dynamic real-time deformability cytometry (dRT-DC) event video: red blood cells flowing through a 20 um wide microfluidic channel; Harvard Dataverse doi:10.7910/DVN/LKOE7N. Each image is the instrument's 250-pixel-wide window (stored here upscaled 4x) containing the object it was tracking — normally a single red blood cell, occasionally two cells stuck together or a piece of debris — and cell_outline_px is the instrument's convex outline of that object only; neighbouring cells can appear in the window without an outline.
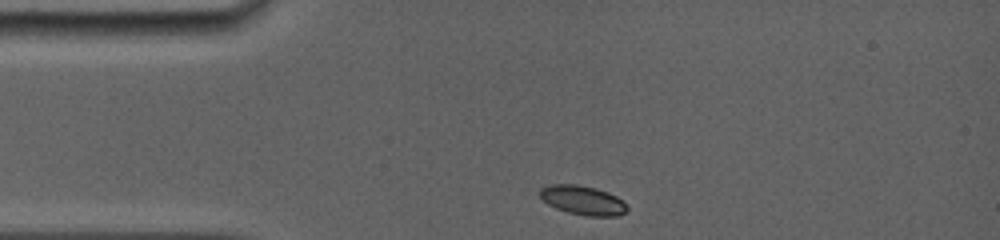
{"species": "common noctule bat (a hibernating species)", "species_latin": "Nyctalus noctula", "temperature_condition": "room temperature", "stored_images_in_passage": 45, "camera_frame_rate_fps": 5000, "um_per_image_px": 0.085, "animal": {"sex": "female", "body_mass_g": 19.0, "forearm_length_mm": 56.7}, "frame": {"image": 1, "passage_image": 1, "time_ms": 0.0, "image_size_px": [1000, 240], "cell_outline_px": [[628, 208], [624, 212], [616, 216], [588, 216], [568, 212], [556, 208], [548, 204], [540, 196], [540, 188], [552, 184], [576, 184], [596, 188], [608, 192], [616, 196]], "centroid_in_image_um": [49.51, 17.01], "position_along_channel_um": 35.5, "area_um2": 14.62}}
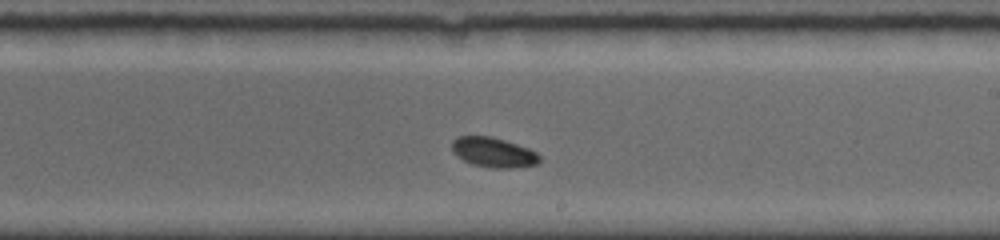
{"frame": {"image": 2, "passage_image": 26, "time_ms": 6.2, "image_size_px": [1000, 240], "cell_outline_px": [[540, 160], [536, 164], [512, 168], [492, 168], [472, 164], [464, 160], [452, 152], [452, 140], [456, 136], [492, 136], [528, 148], [536, 152], [540, 156]], "centroid_in_image_um": [41.92, 12.94], "position_along_channel_um": 247.1, "area_um2": 15.2}}
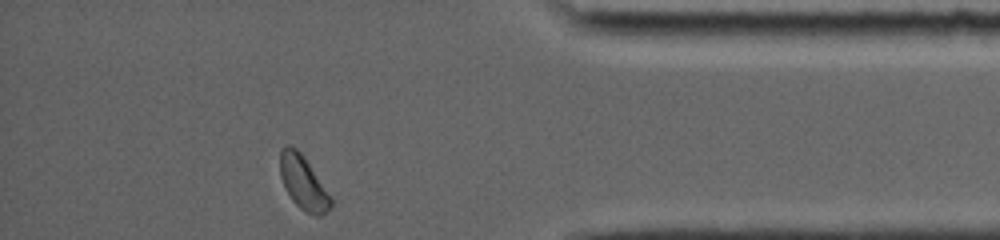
{"frame": {"image": 3, "passage_image": 45, "time_ms": 10.8, "image_size_px": [1000, 240], "cell_outline_px": [[332, 204], [320, 216], [316, 216], [300, 208], [292, 200], [284, 188], [280, 176], [280, 148], [284, 144], [288, 144], [296, 148], [304, 156], [332, 196]], "centroid_in_image_um": [25.75, 15.48], "position_along_channel_um": 409.4, "area_um2": 16.01}, "authors_computed_cell_mechanics": {"area_um2": 15.3748, "velocity_mm_per_s": 3.8827, "shape_relaxation_time_tau1_ms": 1.9239, "shape_relaxation_time_tau2_ms": null, "deformation_change_tau1": 0.0648, "deformation_change_tau2": null}}